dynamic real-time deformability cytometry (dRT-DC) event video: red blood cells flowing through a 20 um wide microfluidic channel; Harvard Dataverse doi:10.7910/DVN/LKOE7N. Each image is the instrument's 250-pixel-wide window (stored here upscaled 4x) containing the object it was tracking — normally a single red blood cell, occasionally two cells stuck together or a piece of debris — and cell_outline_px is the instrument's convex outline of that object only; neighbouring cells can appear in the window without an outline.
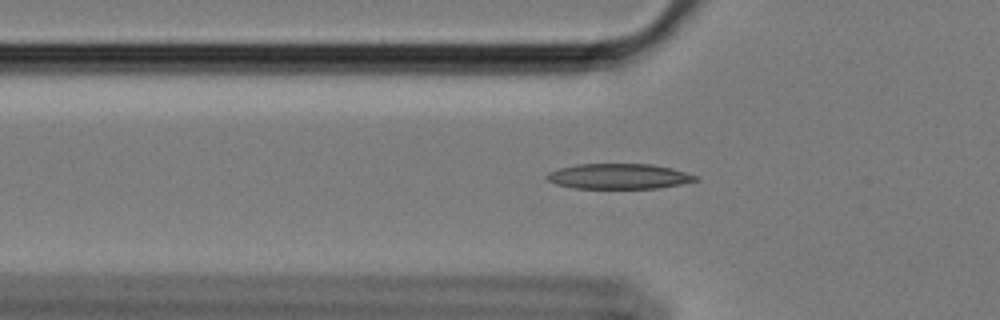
{"species": "Egyptian fruit bat (a non-hibernating species)", "species_latin": "Rousettus aegyptiacus", "temperature_condition": "cold", "stored_images_in_passage": 59, "camera_frame_rate_fps": 3000, "um_per_image_px": 0.085, "animal": {"sex": "female"}, "frame": {"image": 1, "passage_image": 20, "time_ms": 6.333, "image_size_px": [1000, 320], "cell_outline_px": [[700, 180], [660, 188], [572, 188], [556, 184], [548, 180], [544, 176], [548, 172], [560, 168], [576, 164], [652, 164], [672, 168], [700, 176]], "centroid_in_image_um": [52.63, 14.98], "position_along_channel_um": 73.2, "area_um2": 22.08}}
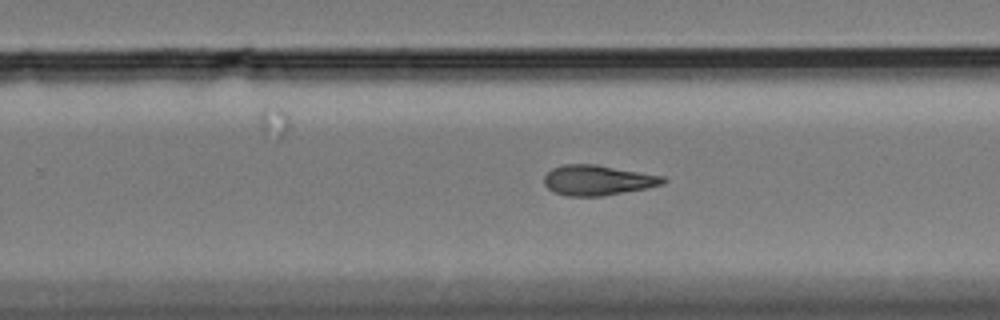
{"frame": {"image": 2, "passage_image": 38, "time_ms": 12.333, "image_size_px": [1000, 320], "cell_outline_px": [[668, 180], [664, 184], [648, 188], [600, 196], [564, 196], [552, 192], [544, 184], [544, 176], [552, 168], [564, 164], [596, 164], [664, 176]], "centroid_in_image_um": [50.8, 15.32], "position_along_channel_um": 279.0, "area_um2": 21.1}}
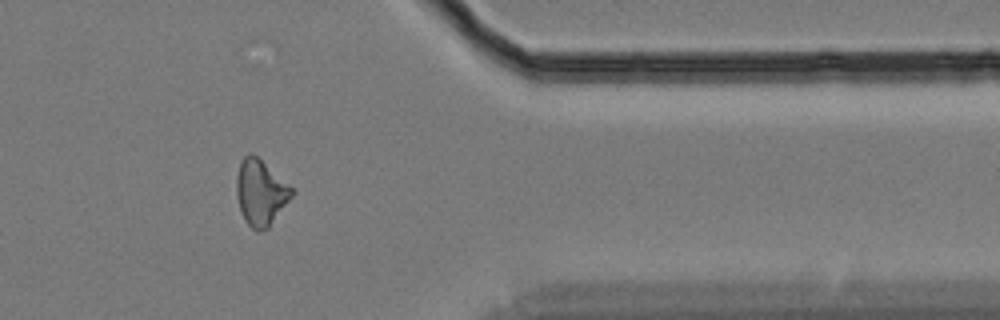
{"frame": {"image": 3, "passage_image": 49, "time_ms": 16.0, "image_size_px": [1000, 320], "cell_outline_px": [[296, 192], [268, 228], [260, 232], [256, 232], [244, 220], [236, 196], [236, 176], [240, 160], [248, 152], [252, 152], [288, 184]], "centroid_in_image_um": [22.13, 16.37], "position_along_channel_um": 389.3, "area_um2": 21.27}, "authors_computed_cell_mechanics": {"area_um2": 21.097, "velocity_mm_per_s": 3.4159, "shape_relaxation_time_tau1_ms": 5.9156, "shape_relaxation_time_tau2_ms": 5.2407, "deformation_change_tau1": 0.164, "deformation_change_tau2": 0.1447}}